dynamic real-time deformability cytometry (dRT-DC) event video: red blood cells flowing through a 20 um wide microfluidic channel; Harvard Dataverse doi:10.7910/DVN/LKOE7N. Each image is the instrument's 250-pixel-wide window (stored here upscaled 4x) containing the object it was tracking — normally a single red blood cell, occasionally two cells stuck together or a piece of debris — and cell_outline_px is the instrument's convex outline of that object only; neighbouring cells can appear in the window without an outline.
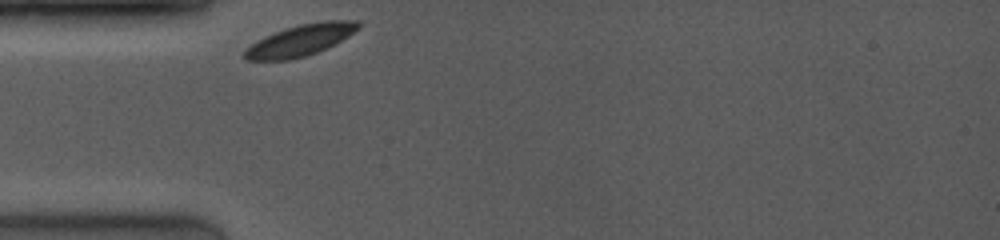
{"species": "common noctule bat (a hibernating species)", "species_latin": "Nyctalus noctula", "temperature_condition": "room temperature", "stored_images_in_passage": 11, "camera_frame_rate_fps": 4000, "um_per_image_px": 0.085, "animal": {"sex": "female", "body_mass_g": 19.0, "forearm_length_mm": 53.3}, "frame": {"image": 1, "passage_image": 1, "time_ms": 0.0, "image_size_px": [1000, 240], "cell_outline_px": [[360, 28], [348, 36], [316, 52], [304, 56], [288, 60], [244, 60], [244, 52], [256, 40], [264, 36], [300, 24], [320, 20], [360, 20]], "centroid_in_image_um": [25.55, 3.4], "position_along_channel_um": 59.5, "area_um2": 20.46}}
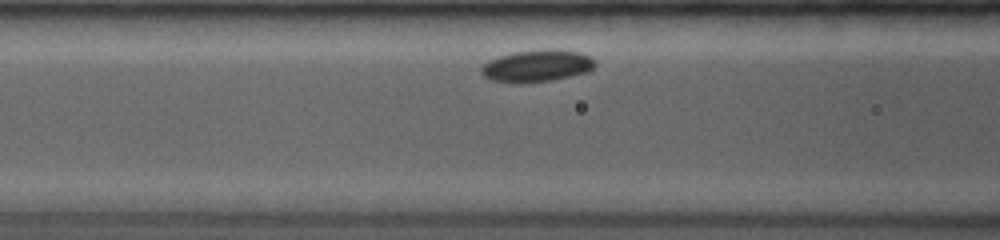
{"frame": {"image": 2, "passage_image": 4, "time_ms": 1.75, "image_size_px": [1000, 240], "cell_outline_px": [[596, 64], [588, 72], [552, 80], [524, 84], [512, 84], [488, 80], [480, 72], [480, 68], [488, 60], [500, 56], [516, 52], [552, 48], [580, 52], [588, 56]], "centroid_in_image_um": [45.58, 5.62], "position_along_channel_um": 121.0, "area_um2": 21.5}}
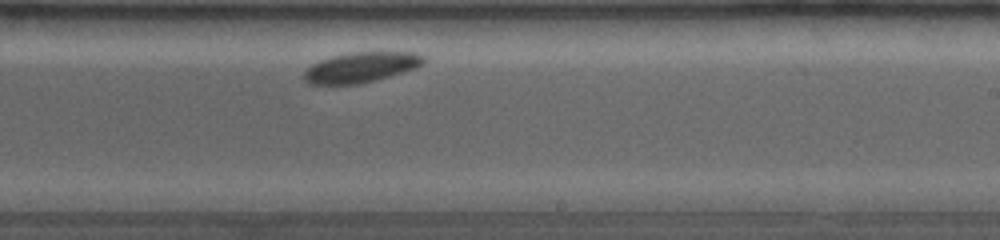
{"frame": {"image": 3, "passage_image": 11, "time_ms": 5.5, "image_size_px": [1000, 240], "cell_outline_px": [[424, 64], [416, 68], [360, 84], [308, 84], [304, 80], [304, 72], [312, 64], [320, 60], [332, 56], [348, 52], [416, 52], [424, 56]], "centroid_in_image_um": [30.68, 5.71], "position_along_channel_um": 258.3, "area_um2": 21.04}}